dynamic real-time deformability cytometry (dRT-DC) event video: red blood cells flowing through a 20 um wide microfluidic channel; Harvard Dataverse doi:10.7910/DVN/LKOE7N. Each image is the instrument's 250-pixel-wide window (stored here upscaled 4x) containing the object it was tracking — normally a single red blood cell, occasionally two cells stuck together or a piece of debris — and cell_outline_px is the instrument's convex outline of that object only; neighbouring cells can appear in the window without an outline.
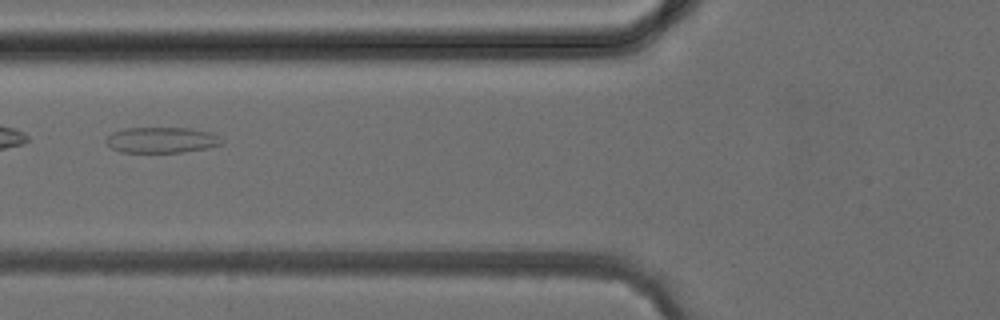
{"species": "common noctule bat (a hibernating species)", "species_latin": "Nyctalus noctula", "temperature_condition": "cold", "stored_images_in_passage": 6, "camera_frame_rate_fps": 3000, "um_per_image_px": 0.085, "animal": {"sex": "female", "body_mass_g": 24.6, "forearm_length_mm": 56.2}, "frame": {"image": 1, "passage_image": 5, "time_ms": 4.667, "image_size_px": [1000, 320], "cell_outline_px": [[224, 144], [184, 152], [120, 152], [112, 148], [104, 140], [112, 132], [124, 128], [188, 128], [212, 132], [224, 140]], "centroid_in_image_um": [13.75, 11.89], "position_along_channel_um": 112.1, "area_um2": 17.4}}